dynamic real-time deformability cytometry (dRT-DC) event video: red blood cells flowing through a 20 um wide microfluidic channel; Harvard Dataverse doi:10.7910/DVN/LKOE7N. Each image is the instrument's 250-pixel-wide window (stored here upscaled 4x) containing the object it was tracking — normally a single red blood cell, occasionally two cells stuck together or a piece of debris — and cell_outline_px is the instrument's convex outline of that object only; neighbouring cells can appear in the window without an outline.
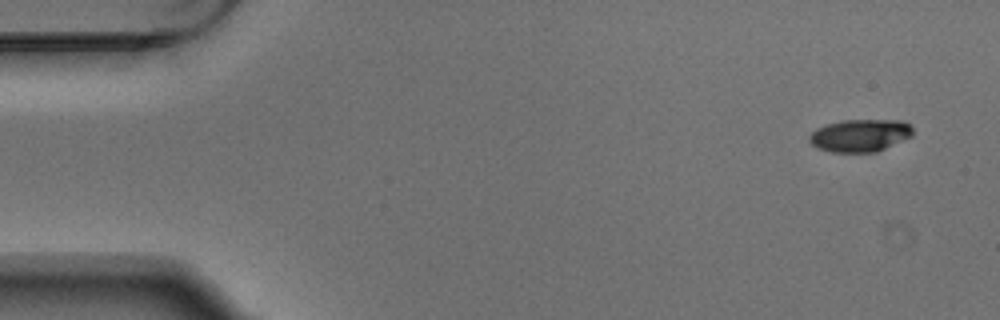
{"species": "Egyptian fruit bat (a non-hibernating species)", "species_latin": "Rousettus aegyptiacus", "temperature_condition": "warm", "stored_images_in_passage": 6, "camera_frame_rate_fps": 3000, "um_per_image_px": 0.085, "animal": {"sex": "male"}, "frame": {"image": 1, "passage_image": 1, "time_ms": 0.0, "image_size_px": [1000, 320], "cell_outline_px": [[912, 136], [876, 152], [832, 152], [820, 148], [812, 144], [808, 140], [808, 136], [816, 128], [828, 124], [844, 120], [904, 120], [912, 128]], "centroid_in_image_um": [73.11, 11.51], "position_along_channel_um": 11.9, "area_um2": 19.48}}
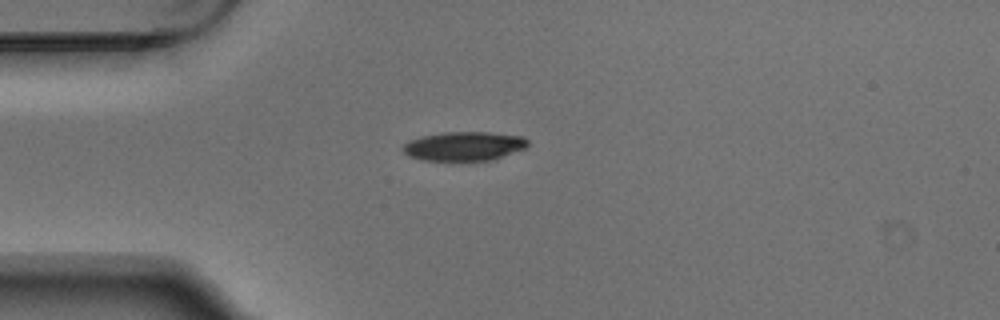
{"frame": {"image": 2, "passage_image": 4, "time_ms": 1.0, "image_size_px": [1000, 320], "cell_outline_px": [[528, 144], [524, 148], [488, 160], [452, 164], [424, 160], [408, 156], [400, 148], [408, 140], [424, 136], [444, 132], [488, 132], [524, 136], [528, 140]], "centroid_in_image_um": [39.37, 12.46], "position_along_channel_um": 45.6, "area_um2": 21.79}}
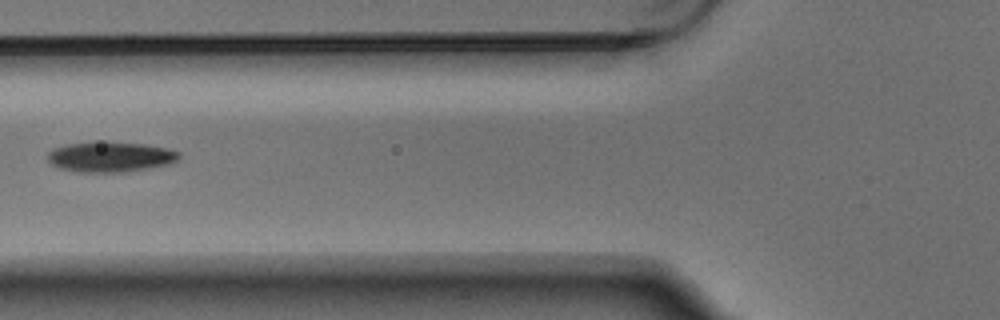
{"frame": {"image": 3, "passage_image": 6, "time_ms": 1.667, "image_size_px": [1000, 320], "cell_outline_px": [[180, 156], [176, 160], [168, 164], [148, 168], [124, 172], [72, 172], [56, 168], [48, 160], [48, 152], [52, 148], [64, 144], [144, 144], [168, 148], [180, 152]], "centroid_in_image_um": [9.34, 13.37], "position_along_channel_um": 116.5, "area_um2": 22.6}}